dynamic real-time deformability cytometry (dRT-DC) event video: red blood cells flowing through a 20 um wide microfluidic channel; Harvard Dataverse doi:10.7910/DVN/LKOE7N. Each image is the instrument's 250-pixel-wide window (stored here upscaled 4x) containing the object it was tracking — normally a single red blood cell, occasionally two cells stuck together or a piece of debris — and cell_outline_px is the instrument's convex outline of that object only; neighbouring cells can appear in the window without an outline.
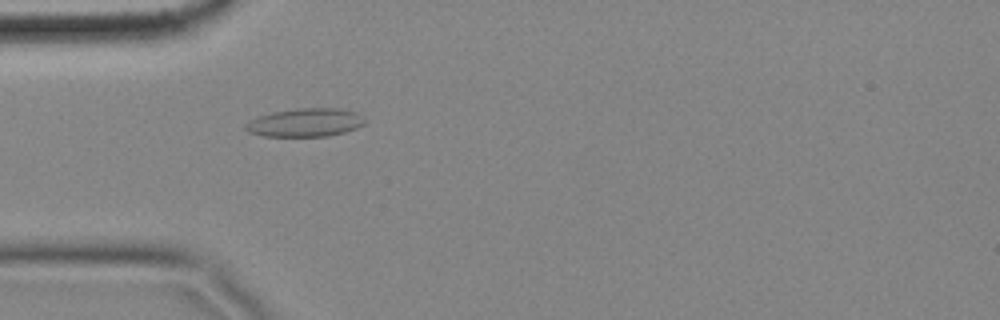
{"species": "common noctule bat (a hibernating species)", "species_latin": "Nyctalus noctula", "temperature_condition": "cold", "stored_images_in_passage": 29, "camera_frame_rate_fps": 3000, "um_per_image_px": 0.085, "animal": {"sex": "female", "body_mass_g": 18.4}, "frame": {"image": 1, "passage_image": 17, "time_ms": 5.333, "image_size_px": [1000, 320], "cell_outline_px": [[364, 124], [356, 128], [344, 132], [328, 136], [260, 136], [248, 132], [244, 128], [244, 124], [260, 116], [272, 112], [296, 108], [340, 108], [356, 112], [364, 120]], "centroid_in_image_um": [25.92, 10.41], "position_along_channel_um": 59.1, "area_um2": 19.65}}
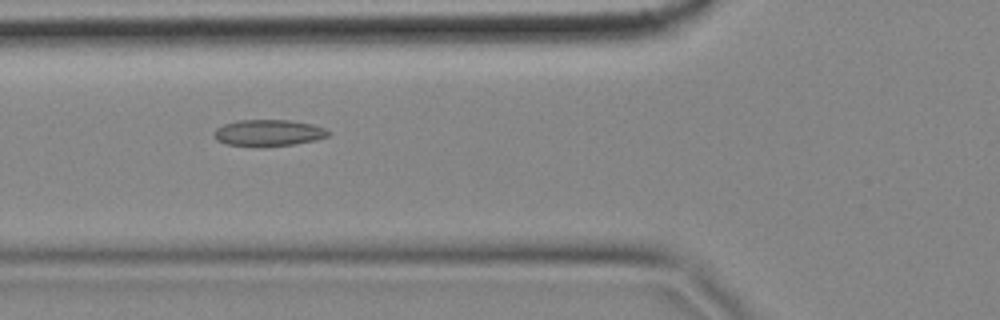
{"frame": {"image": 2, "passage_image": 21, "time_ms": 6.667, "image_size_px": [1000, 320], "cell_outline_px": [[332, 132], [328, 136], [316, 140], [292, 144], [256, 148], [228, 144], [216, 140], [212, 136], [212, 132], [216, 128], [224, 124], [236, 120], [292, 120], [312, 124], [324, 128]], "centroid_in_image_um": [22.78, 11.3], "position_along_channel_um": 103.0, "area_um2": 18.03}}
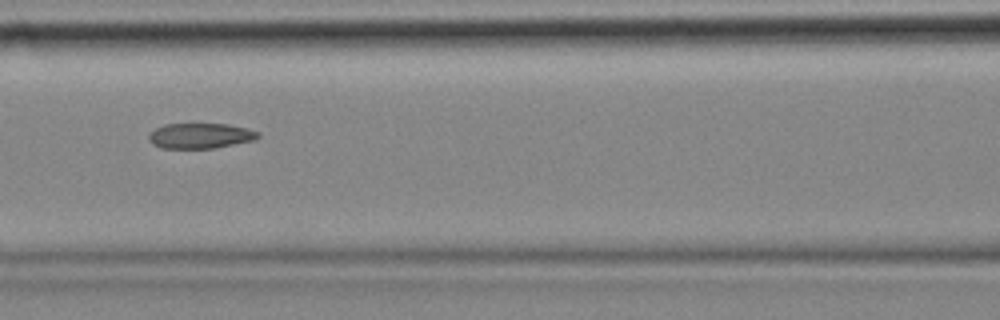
{"frame": {"image": 3, "passage_image": 25, "time_ms": 8.0, "image_size_px": [1000, 320], "cell_outline_px": [[260, 136], [256, 140], [212, 148], [160, 148], [152, 144], [148, 140], [148, 136], [156, 128], [164, 124], [228, 124], [248, 128], [260, 132]], "centroid_in_image_um": [17.05, 11.54], "position_along_channel_um": 149.6, "area_um2": 16.18}}